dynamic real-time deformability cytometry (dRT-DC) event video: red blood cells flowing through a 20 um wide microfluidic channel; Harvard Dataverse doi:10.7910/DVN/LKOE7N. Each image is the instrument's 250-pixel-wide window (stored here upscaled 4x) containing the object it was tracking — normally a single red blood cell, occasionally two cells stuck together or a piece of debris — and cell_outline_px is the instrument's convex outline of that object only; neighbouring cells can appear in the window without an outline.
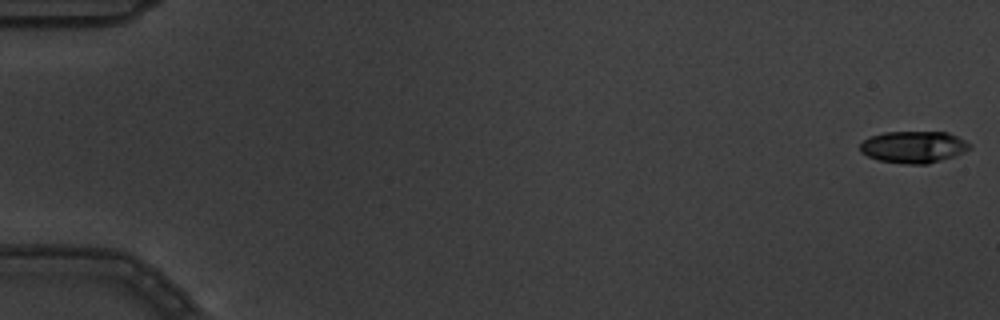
{"species": "common noctule bat (a hibernating species)", "species_latin": "Nyctalus noctula", "temperature_condition": "warm", "stored_images_in_passage": 5, "camera_frame_rate_fps": 3000, "um_per_image_px": 0.085, "animal": {"sex": "male", "body_mass_g": 19.5, "forearm_length_mm": 54.6}, "frame": {"image": 1, "passage_image": 1, "time_ms": 0.0, "image_size_px": [1000, 320], "cell_outline_px": [[972, 148], [964, 152], [928, 164], [904, 164], [880, 160], [868, 156], [860, 152], [860, 144], [864, 140], [872, 136], [884, 132], [948, 132], [972, 144]], "centroid_in_image_um": [77.66, 12.49], "position_along_channel_um": 7.3, "area_um2": 20.23}}
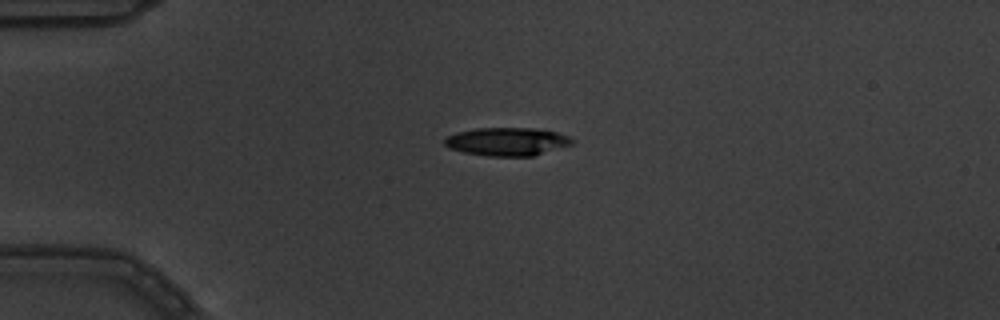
{"frame": {"image": 2, "passage_image": 5, "time_ms": 1.333, "image_size_px": [1000, 320], "cell_outline_px": [[576, 140], [572, 144], [532, 156], [488, 156], [464, 152], [448, 148], [444, 144], [444, 140], [448, 136], [456, 132], [476, 128], [532, 128], [556, 132], [568, 136]], "centroid_in_image_um": [43.09, 12.03], "position_along_channel_um": 41.9, "area_um2": 20.87}}